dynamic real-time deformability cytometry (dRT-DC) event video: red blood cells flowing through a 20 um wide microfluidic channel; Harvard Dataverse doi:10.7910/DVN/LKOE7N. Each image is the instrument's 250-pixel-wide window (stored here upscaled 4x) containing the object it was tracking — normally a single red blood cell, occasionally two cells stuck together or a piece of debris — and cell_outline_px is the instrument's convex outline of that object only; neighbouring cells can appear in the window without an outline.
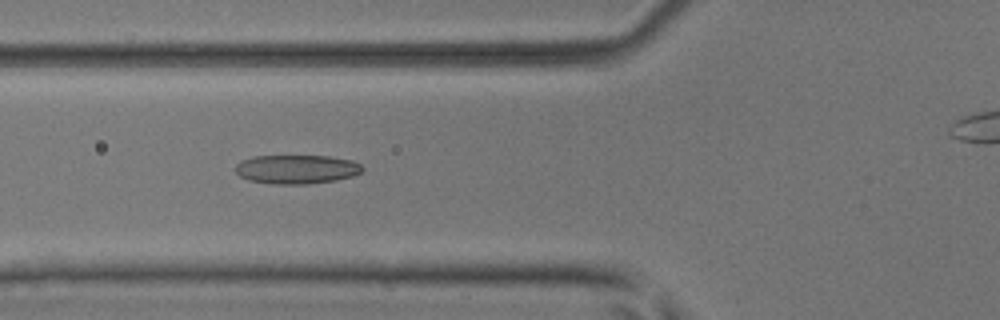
{"species": "common noctule bat (a hibernating species)", "species_latin": "Nyctalus noctula", "temperature_condition": "room temperature", "stored_images_in_passage": 46, "camera_frame_rate_fps": 3000, "um_per_image_px": 0.085, "animal": {"sex": "male", "body_mass_g": 17.9, "forearm_length_mm": 54.2}, "frame": {"image": 1, "passage_image": 20, "time_ms": 6.333, "image_size_px": [1000, 320], "cell_outline_px": [[364, 168], [360, 172], [352, 176], [336, 180], [308, 184], [272, 184], [248, 180], [240, 176], [236, 172], [236, 164], [240, 160], [252, 156], [328, 156], [352, 160], [360, 164]], "centroid_in_image_um": [25.19, 14.38], "position_along_channel_um": 100.6, "area_um2": 21.5}}
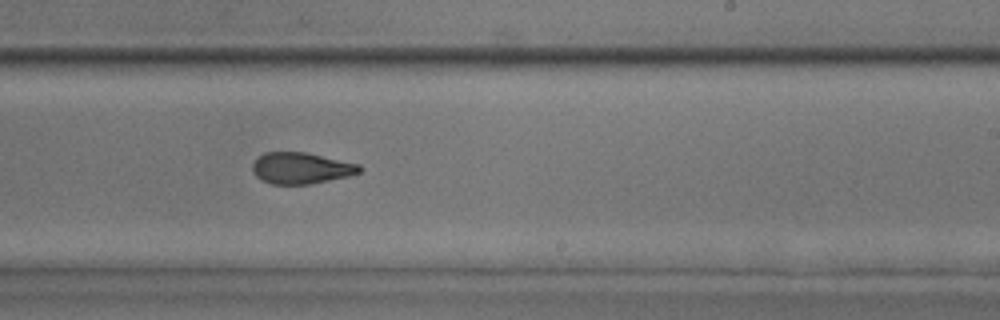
{"frame": {"image": 2, "passage_image": 32, "time_ms": 10.333, "image_size_px": [1000, 320], "cell_outline_px": [[364, 168], [360, 172], [348, 176], [312, 184], [272, 184], [260, 180], [252, 172], [252, 164], [256, 156], [264, 152], [308, 152], [360, 164]], "centroid_in_image_um": [25.58, 14.28], "position_along_channel_um": 263.4, "area_um2": 19.94}}
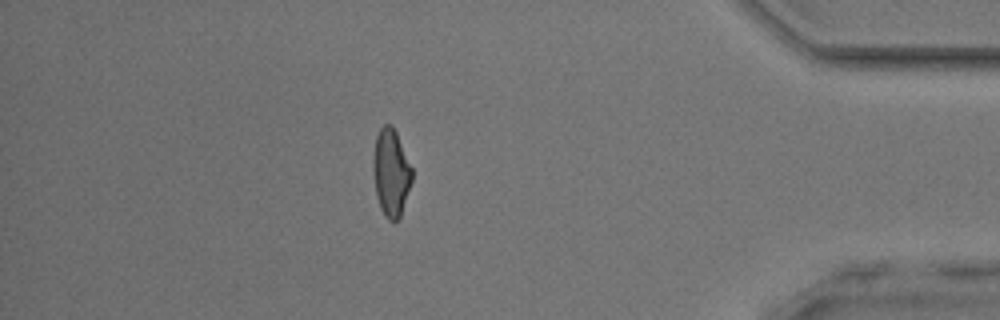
{"frame": {"image": 3, "passage_image": 45, "time_ms": 14.667, "image_size_px": [1000, 320], "cell_outline_px": [[412, 180], [400, 216], [396, 220], [388, 220], [384, 216], [380, 208], [376, 196], [372, 168], [372, 156], [376, 136], [380, 128], [384, 124], [392, 124], [396, 132], [412, 168]], "centroid_in_image_um": [33.21, 14.65], "position_along_channel_um": 402.0, "area_um2": 19.83}}